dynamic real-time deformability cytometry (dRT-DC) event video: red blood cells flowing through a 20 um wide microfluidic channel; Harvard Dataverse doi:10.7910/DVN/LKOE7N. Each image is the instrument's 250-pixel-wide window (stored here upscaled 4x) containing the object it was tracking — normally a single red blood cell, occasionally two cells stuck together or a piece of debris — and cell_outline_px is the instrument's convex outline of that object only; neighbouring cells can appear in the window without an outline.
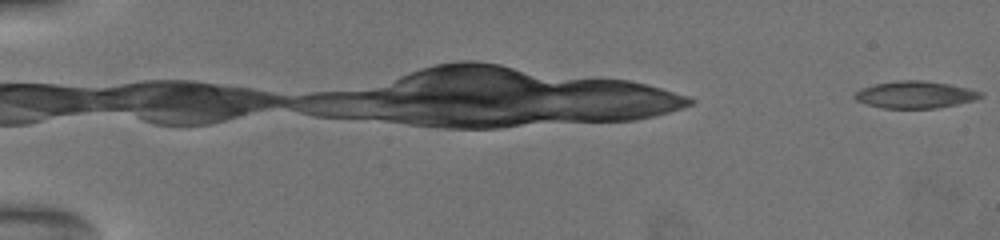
{"species": "common noctule bat (a hibernating species)", "species_latin": "Nyctalus noctula", "temperature_condition": "warm", "stored_images_in_passage": 36, "camera_frame_rate_fps": 3000, "um_per_image_px": 0.085, "animal": {"sex": "female", "body_mass_g": 19.5, "forearm_length_mm": 54.1}, "frame": {"image": 1, "passage_image": 1, "time_ms": 0.0, "image_size_px": [1000, 240], "cell_outline_px": [[984, 96], [976, 100], [936, 108], [884, 108], [868, 104], [856, 100], [852, 96], [856, 92], [864, 88], [876, 84], [900, 80], [924, 80], [948, 84], [968, 88], [984, 92]], "centroid_in_image_um": [77.84, 8.05], "position_along_channel_um": 7.2, "area_um2": 19.71}}
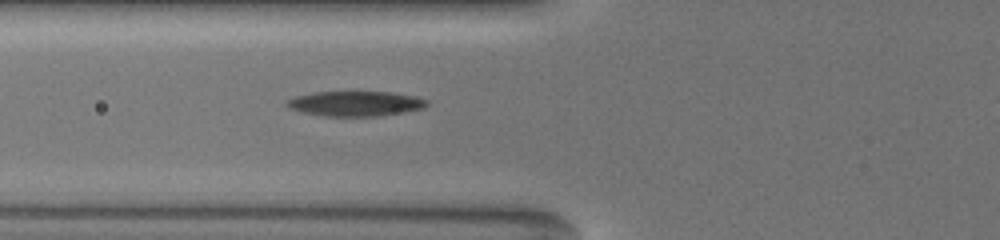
{"frame": {"image": 2, "passage_image": 24, "time_ms": 8.0, "image_size_px": [1000, 240], "cell_outline_px": [[428, 104], [424, 108], [376, 116], [324, 116], [304, 112], [292, 108], [288, 104], [288, 100], [296, 96], [312, 92], [388, 92], [416, 96], [428, 100]], "centroid_in_image_um": [30.25, 8.8], "position_along_channel_um": 95.5, "area_um2": 20.0}}
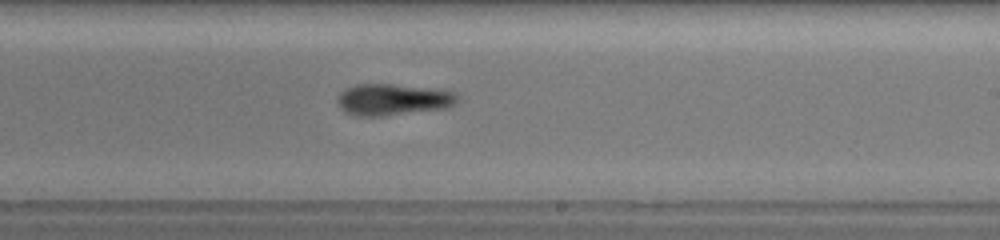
{"frame": {"image": 3, "passage_image": 36, "time_ms": 12.333, "image_size_px": [1000, 240], "cell_outline_px": [[460, 96], [452, 104], [444, 108], [380, 116], [356, 116], [348, 112], [340, 104], [340, 92], [356, 84], [392, 84], [452, 92]], "centroid_in_image_um": [33.38, 8.46], "position_along_channel_um": 255.6, "area_um2": 21.04}}